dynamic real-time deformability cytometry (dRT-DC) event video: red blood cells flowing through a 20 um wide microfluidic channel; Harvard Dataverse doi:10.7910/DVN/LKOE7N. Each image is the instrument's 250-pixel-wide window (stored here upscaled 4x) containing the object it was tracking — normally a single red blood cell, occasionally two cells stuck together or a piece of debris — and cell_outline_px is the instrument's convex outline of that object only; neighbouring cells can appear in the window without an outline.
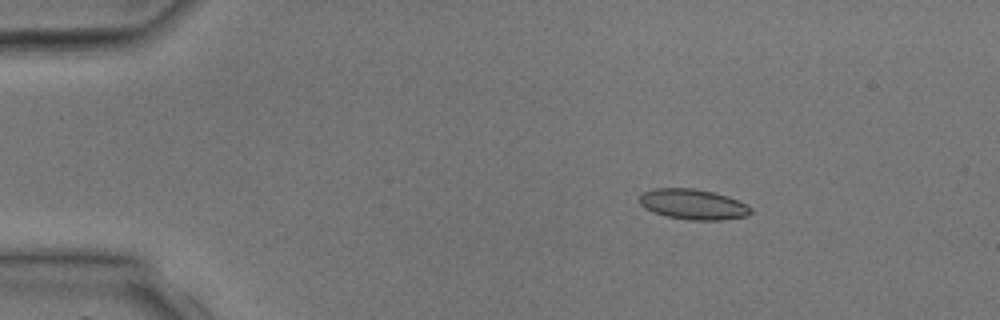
{"species": "common noctule bat (a hibernating species)", "species_latin": "Nyctalus noctula", "temperature_condition": "room temperature", "stored_images_in_passage": 3, "camera_frame_rate_fps": 3000, "um_per_image_px": 0.085, "animal": {"sex": "male", "body_mass_g": 17.9, "forearm_length_mm": 54.2}, "frame": {"image": 1, "passage_image": 2, "time_ms": 1.333, "image_size_px": [1000, 320], "cell_outline_px": [[752, 212], [748, 216], [720, 220], [688, 220], [668, 216], [652, 212], [644, 208], [640, 204], [640, 196], [644, 192], [656, 188], [692, 188], [712, 192], [728, 196], [752, 208]], "centroid_in_image_um": [58.91, 17.37], "position_along_channel_um": 26.1, "area_um2": 19.59}}